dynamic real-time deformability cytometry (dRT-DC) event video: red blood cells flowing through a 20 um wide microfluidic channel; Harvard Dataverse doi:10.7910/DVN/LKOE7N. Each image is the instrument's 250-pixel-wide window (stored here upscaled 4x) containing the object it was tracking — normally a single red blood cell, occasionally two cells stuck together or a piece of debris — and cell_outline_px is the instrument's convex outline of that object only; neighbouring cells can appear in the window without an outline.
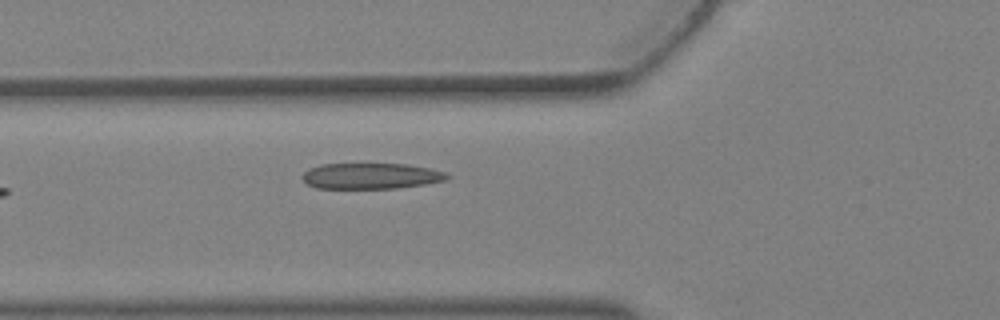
{"species": "Egyptian fruit bat (a non-hibernating species)", "species_latin": "Rousettus aegyptiacus", "temperature_condition": "warm", "stored_images_in_passage": 6, "camera_frame_rate_fps": 3000, "um_per_image_px": 0.085, "animal": {"sex": "female"}, "frame": {"image": 1, "passage_image": 6, "time_ms": 1.667, "image_size_px": [1000, 320], "cell_outline_px": [[452, 176], [448, 180], [424, 184], [396, 188], [316, 188], [308, 184], [300, 176], [308, 168], [320, 164], [408, 164], [428, 168], [444, 172]], "centroid_in_image_um": [31.52, 14.95], "position_along_channel_um": 94.3, "area_um2": 21.85}}